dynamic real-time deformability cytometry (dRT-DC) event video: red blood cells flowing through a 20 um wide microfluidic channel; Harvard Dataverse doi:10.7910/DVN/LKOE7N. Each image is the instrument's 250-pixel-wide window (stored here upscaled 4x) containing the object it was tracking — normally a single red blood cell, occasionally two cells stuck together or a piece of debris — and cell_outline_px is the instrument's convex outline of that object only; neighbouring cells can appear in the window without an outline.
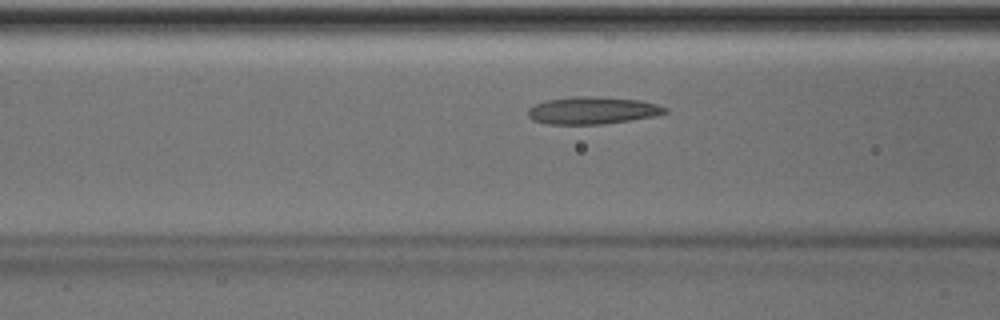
{"species": "Egyptian fruit bat (a non-hibernating species)", "species_latin": "Rousettus aegyptiacus", "temperature_condition": "room temperature", "stored_images_in_passage": 44, "camera_frame_rate_fps": 3000, "um_per_image_px": 0.085, "animal": {"sex": "male"}, "frame": {"image": 1, "passage_image": 14, "time_ms": 4.333, "image_size_px": [1000, 320], "cell_outline_px": [[668, 112], [652, 116], [604, 124], [548, 124], [532, 120], [528, 116], [528, 108], [544, 100], [576, 96], [600, 96], [640, 100], [656, 104], [668, 108]], "centroid_in_image_um": [50.33, 9.38], "position_along_channel_um": 116.3, "area_um2": 21.85}}
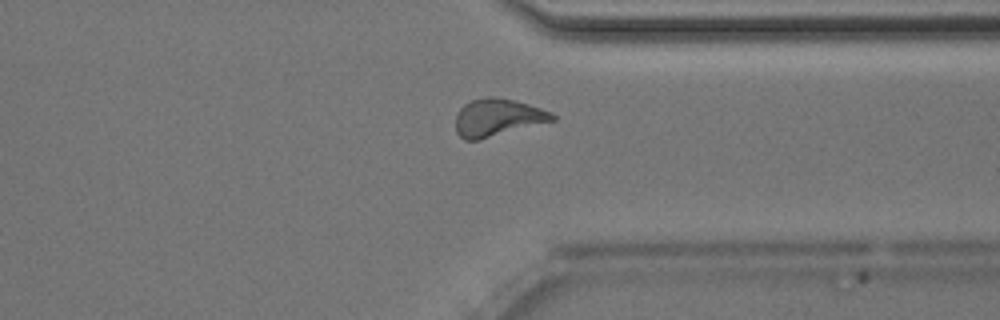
{"frame": {"image": 2, "passage_image": 33, "time_ms": 10.667, "image_size_px": [1000, 320], "cell_outline_px": [[556, 120], [480, 140], [464, 140], [456, 132], [456, 116], [460, 108], [464, 104], [472, 100], [488, 96], [492, 96], [512, 100], [528, 104], [552, 112], [556, 116]], "centroid_in_image_um": [42.29, 10.0], "position_along_channel_um": 369.1, "area_um2": 21.15}}
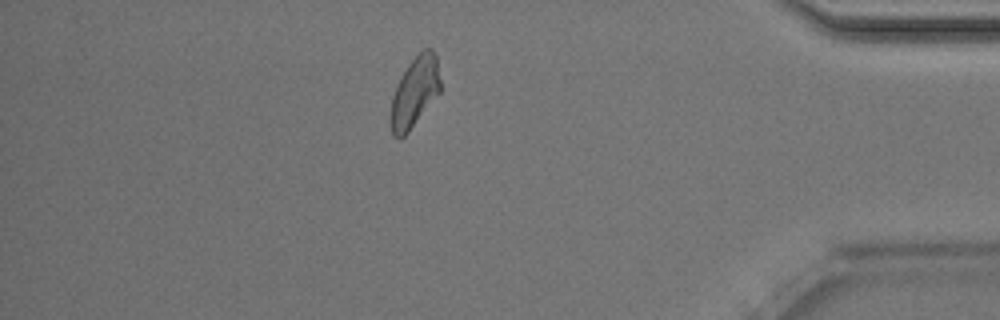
{"frame": {"image": 3, "passage_image": 38, "time_ms": 12.333, "image_size_px": [1000, 320], "cell_outline_px": [[440, 92], [408, 132], [400, 140], [392, 136], [388, 124], [388, 116], [392, 96], [396, 84], [400, 76], [408, 64], [424, 48], [432, 48], [436, 56], [440, 80]], "centroid_in_image_um": [35.19, 7.88], "position_along_channel_um": 400.0, "area_um2": 20.75}, "authors_computed_cell_mechanics": {"area_um2": 21.1259, "velocity_mm_per_s": 4.0041, "shape_relaxation_time_tau1_ms": null, "shape_relaxation_time_tau2_ms": 3.2557, "deformation_change_tau1": null, "deformation_change_tau2": 0.125}}